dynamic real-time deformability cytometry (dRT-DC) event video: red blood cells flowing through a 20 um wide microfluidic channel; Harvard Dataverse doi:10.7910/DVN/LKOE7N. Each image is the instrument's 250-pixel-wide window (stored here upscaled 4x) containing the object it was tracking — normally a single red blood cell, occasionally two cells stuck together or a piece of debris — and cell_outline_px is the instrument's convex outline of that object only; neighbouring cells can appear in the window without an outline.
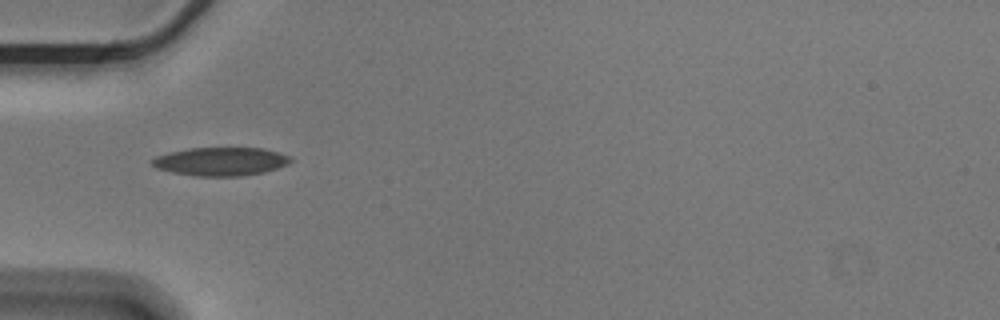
{"species": "Egyptian fruit bat (a non-hibernating species)", "species_latin": "Rousettus aegyptiacus", "temperature_condition": "cold", "stored_images_in_passage": 39, "camera_frame_rate_fps": 3000, "um_per_image_px": 0.085, "animal": {"sex": "male"}, "frame": {"image": 1, "passage_image": 1, "time_ms": 0.0, "image_size_px": [1000, 320], "cell_outline_px": [[292, 160], [288, 164], [264, 172], [240, 176], [196, 176], [172, 172], [156, 168], [148, 160], [156, 156], [168, 152], [188, 148], [264, 148], [280, 152], [292, 156]], "centroid_in_image_um": [18.76, 13.72], "position_along_channel_um": 66.2, "area_um2": 23.12}}
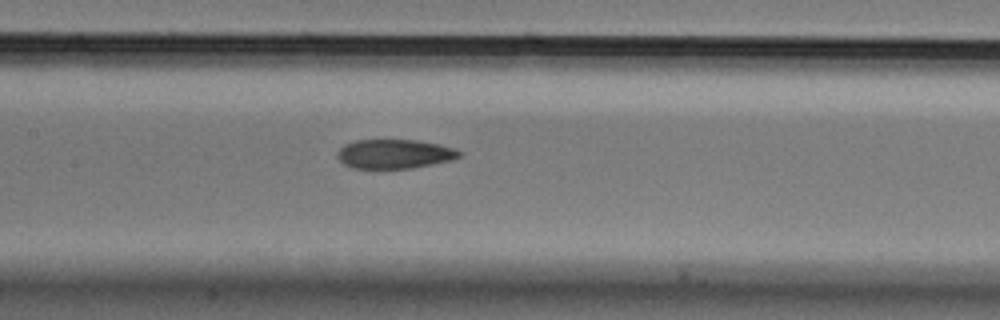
{"frame": {"image": 2, "passage_image": 10, "time_ms": 3.0, "image_size_px": [1000, 320], "cell_outline_px": [[464, 152], [460, 156], [452, 160], [412, 168], [352, 168], [344, 164], [336, 156], [336, 152], [344, 144], [356, 140], [416, 140], [440, 144], [456, 148]], "centroid_in_image_um": [33.55, 13.08], "position_along_channel_um": 173.9, "area_um2": 20.92}}
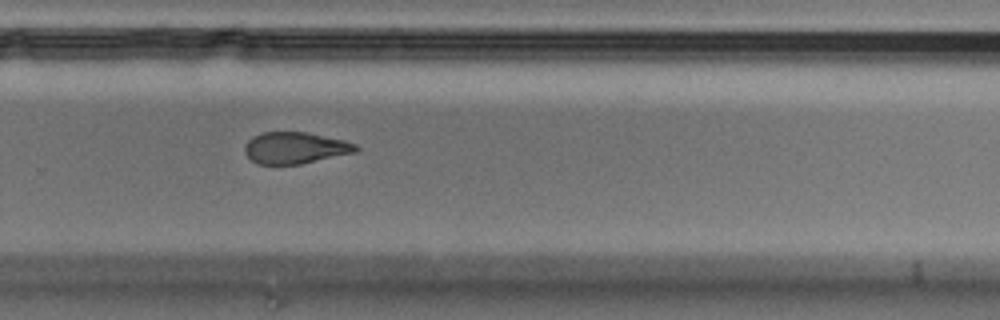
{"frame": {"image": 3, "passage_image": 21, "time_ms": 6.667, "image_size_px": [1000, 320], "cell_outline_px": [[360, 148], [356, 152], [300, 164], [256, 164], [244, 152], [244, 144], [252, 136], [260, 132], [304, 132], [344, 140], [356, 144]], "centroid_in_image_um": [25.06, 12.57], "position_along_channel_um": 304.7, "area_um2": 20.46}, "authors_computed_cell_mechanics": {"area_um2": 22.1374, "velocity_mm_per_s": 3.5809, "shape_relaxation_time_tau1_ms": null, "shape_relaxation_time_tau2_ms": 3.2735, "deformation_change_tau1": null, "deformation_change_tau2": 0.101}}